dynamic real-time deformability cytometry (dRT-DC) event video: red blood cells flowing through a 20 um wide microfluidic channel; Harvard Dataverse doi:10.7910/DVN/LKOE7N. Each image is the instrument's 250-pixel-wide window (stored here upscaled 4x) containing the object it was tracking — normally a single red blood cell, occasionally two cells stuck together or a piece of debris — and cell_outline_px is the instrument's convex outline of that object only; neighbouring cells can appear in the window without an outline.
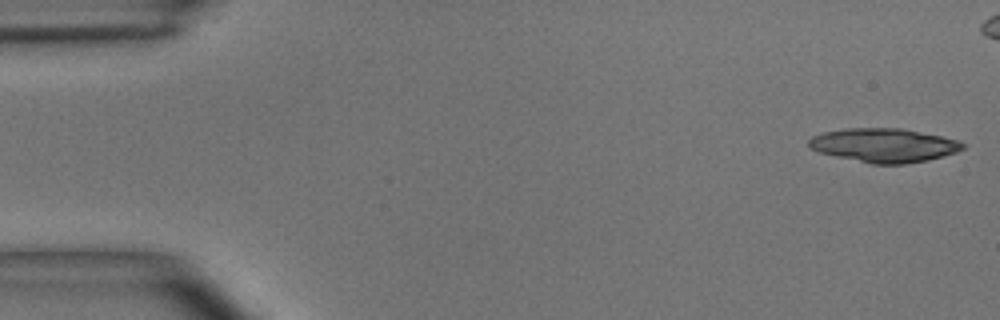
{"species": "common noctule bat (a hibernating species)", "species_latin": "Nyctalus noctula", "temperature_condition": "room temperature", "stored_images_in_passage": 17, "camera_frame_rate_fps": 3000, "um_per_image_px": 0.085, "animal": {"sex": "male", "body_mass_g": 15.6}, "frame": {"image": 1, "passage_image": 1, "time_ms": 0.0, "image_size_px": [1000, 320], "cell_outline_px": [[964, 148], [956, 152], [944, 156], [928, 160], [904, 164], [872, 164], [836, 156], [820, 152], [808, 148], [808, 140], [812, 136], [824, 132], [844, 128], [900, 128], [960, 140], [964, 144]], "centroid_in_image_um": [75.13, 12.34], "position_along_channel_um": 9.9, "area_um2": 30.35}}